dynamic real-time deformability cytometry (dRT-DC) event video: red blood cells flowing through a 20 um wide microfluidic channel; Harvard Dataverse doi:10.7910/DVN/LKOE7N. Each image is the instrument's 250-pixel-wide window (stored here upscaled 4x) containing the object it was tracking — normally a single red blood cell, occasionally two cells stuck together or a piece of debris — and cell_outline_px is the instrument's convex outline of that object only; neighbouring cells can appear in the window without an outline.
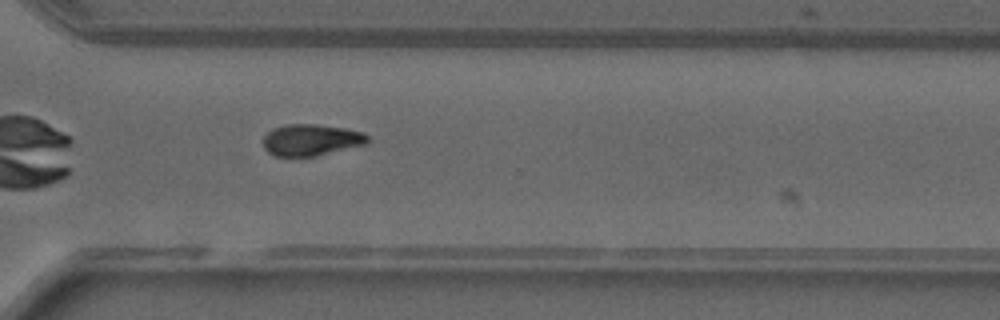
{"species": "common noctule bat (a hibernating species)", "species_latin": "Nyctalus noctula", "temperature_condition": "warm", "stored_images_in_passage": 42, "camera_frame_rate_fps": 3000, "um_per_image_px": 0.085, "animal": {"sex": "male", "forearm_length_mm": 52.5}, "frame": {"image": 1, "passage_image": 31, "time_ms": 10.0, "image_size_px": [1000, 320], "cell_outline_px": [[368, 144], [316, 156], [276, 156], [268, 152], [264, 148], [264, 136], [272, 128], [284, 124], [316, 124], [344, 128], [364, 132], [368, 136]], "centroid_in_image_um": [26.46, 11.89], "position_along_channel_um": 344.1, "area_um2": 19.31}}